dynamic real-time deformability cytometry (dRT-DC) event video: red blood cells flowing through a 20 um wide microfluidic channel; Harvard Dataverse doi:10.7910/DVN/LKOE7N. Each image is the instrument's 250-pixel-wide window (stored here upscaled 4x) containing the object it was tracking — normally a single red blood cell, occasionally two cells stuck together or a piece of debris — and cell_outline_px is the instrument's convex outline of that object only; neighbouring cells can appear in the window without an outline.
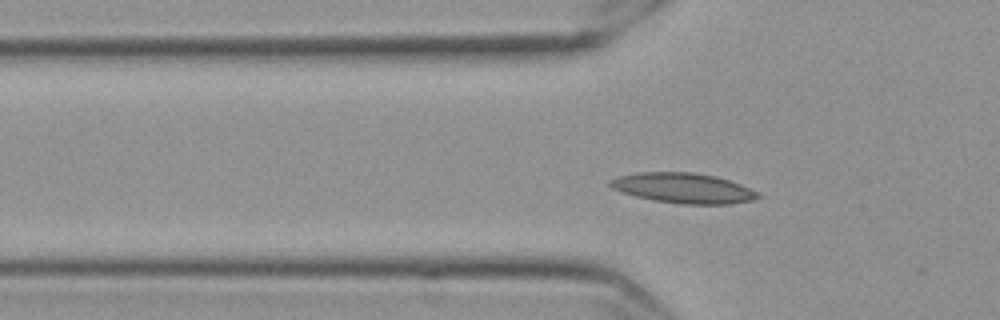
{"species": "Egyptian fruit bat (a non-hibernating species)", "species_latin": "Rousettus aegyptiacus", "temperature_condition": "cold", "stored_images_in_passage": 45, "camera_frame_rate_fps": 3000, "um_per_image_px": 0.085, "frame": {"image": 1, "passage_image": 5, "time_ms": 1.333, "image_size_px": [1000, 320], "cell_outline_px": [[760, 196], [752, 200], [732, 204], [680, 204], [656, 200], [636, 196], [620, 192], [612, 188], [608, 184], [608, 180], [616, 176], [636, 172], [692, 172], [716, 176], [740, 184], [760, 192]], "centroid_in_image_um": [58.05, 15.98], "position_along_channel_um": 67.7, "area_um2": 26.13}}
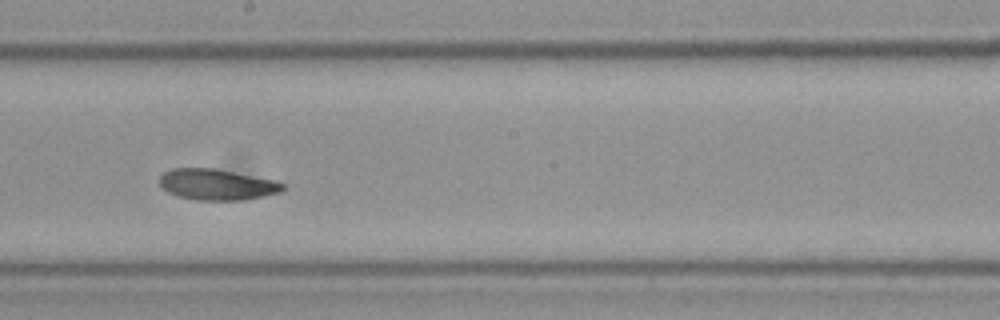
{"frame": {"image": 2, "passage_image": 19, "time_ms": 6.0, "image_size_px": [1000, 320], "cell_outline_px": [[284, 188], [280, 192], [264, 196], [244, 200], [196, 200], [180, 196], [168, 192], [160, 184], [160, 176], [164, 172], [172, 168], [212, 168], [272, 180], [284, 184]], "centroid_in_image_um": [18.41, 15.69], "position_along_channel_um": 229.8, "area_um2": 21.85}}
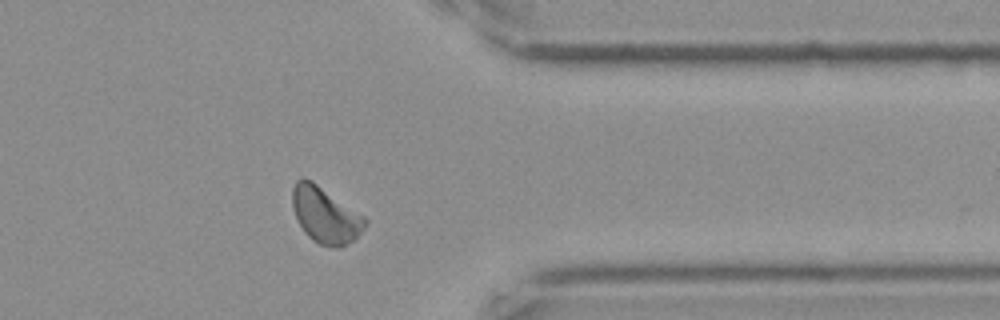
{"frame": {"image": 3, "passage_image": 33, "time_ms": 10.667, "image_size_px": [1000, 320], "cell_outline_px": [[368, 224], [352, 240], [340, 248], [332, 248], [320, 244], [312, 240], [304, 232], [292, 208], [292, 188], [296, 180], [304, 176], [312, 180], [364, 216], [368, 220]], "centroid_in_image_um": [27.63, 18.26], "position_along_channel_um": 383.8, "area_um2": 23.76}, "authors_computed_cell_mechanics": {"area_um2": 22.7732, "velocity_mm_per_s": 3.4858, "shape_relaxation_time_tau1_ms": null, "shape_relaxation_time_tau2_ms": 4.5175, "deformation_change_tau1": null, "deformation_change_tau2": 0.0853}}